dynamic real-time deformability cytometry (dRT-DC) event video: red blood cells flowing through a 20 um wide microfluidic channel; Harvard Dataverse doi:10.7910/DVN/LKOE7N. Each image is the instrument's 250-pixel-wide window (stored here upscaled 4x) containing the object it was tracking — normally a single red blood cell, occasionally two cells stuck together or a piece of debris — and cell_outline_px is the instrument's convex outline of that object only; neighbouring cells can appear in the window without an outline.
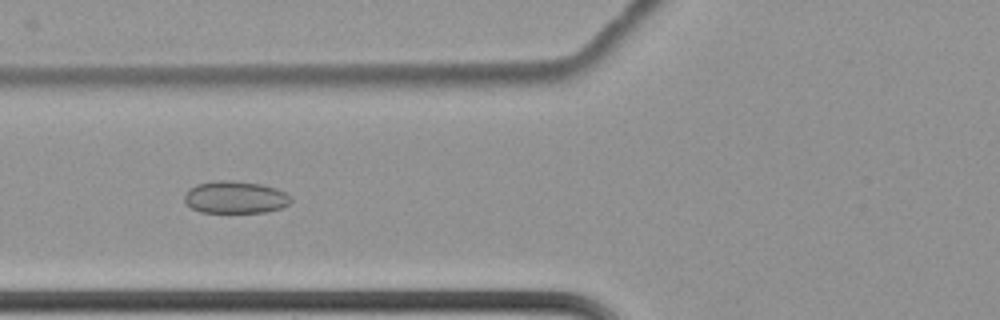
{"species": "common noctule bat (a hibernating species)", "species_latin": "Nyctalus noctula", "temperature_condition": "cold", "stored_images_in_passage": 8, "camera_frame_rate_fps": 3000, "um_per_image_px": 0.085, "animal": {"sex": "female", "body_mass_g": 22.7, "forearm_length_mm": 54.2}, "frame": {"image": 1, "passage_image": 7, "time_ms": 2.0, "image_size_px": [1000, 320], "cell_outline_px": [[292, 200], [288, 204], [280, 208], [264, 212], [200, 212], [192, 208], [184, 200], [184, 196], [188, 188], [196, 184], [216, 180], [232, 180], [260, 184], [276, 188], [292, 196]], "centroid_in_image_um": [19.98, 16.76], "position_along_channel_um": 105.8, "area_um2": 20.06}}
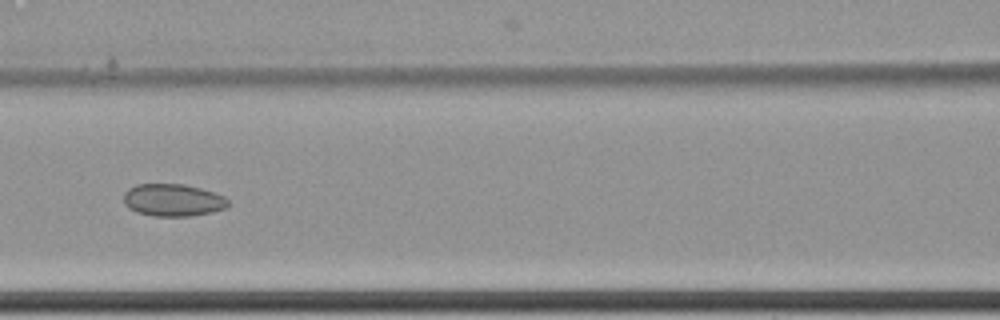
{"frame": {"image": 2, "passage_image": 8, "time_ms": 2.333, "image_size_px": [1000, 320], "cell_outline_px": [[228, 204], [224, 208], [212, 212], [188, 216], [152, 216], [136, 212], [128, 208], [124, 204], [124, 192], [128, 188], [136, 184], [184, 184], [216, 192], [224, 196], [228, 200]], "centroid_in_image_um": [14.67, 17.0], "position_along_channel_um": 151.9, "area_um2": 19.83}}